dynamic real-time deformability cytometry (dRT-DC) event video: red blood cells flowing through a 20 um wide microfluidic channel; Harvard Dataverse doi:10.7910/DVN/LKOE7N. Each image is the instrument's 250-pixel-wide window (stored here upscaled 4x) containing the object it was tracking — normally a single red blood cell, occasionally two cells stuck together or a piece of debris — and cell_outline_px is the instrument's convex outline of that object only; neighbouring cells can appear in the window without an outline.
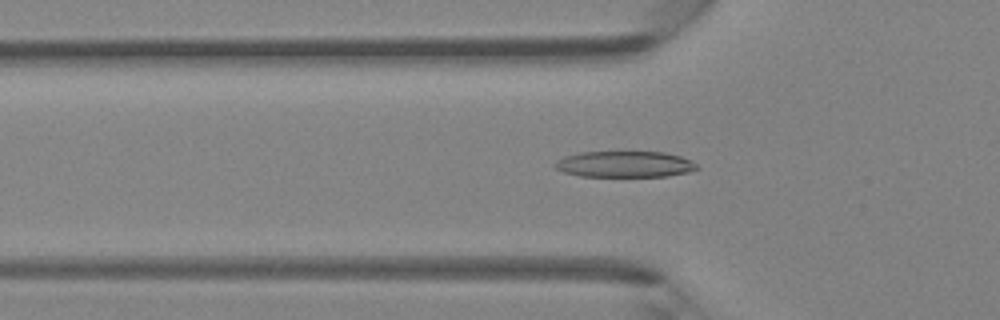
{"species": "Egyptian fruit bat (a non-hibernating species)", "species_latin": "Rousettus aegyptiacus", "temperature_condition": "room temperature", "stored_images_in_passage": 45, "camera_frame_rate_fps": 3000, "um_per_image_px": 0.085, "animal": {"sex": "female"}, "frame": {"image": 1, "passage_image": 14, "time_ms": 4.333, "image_size_px": [1000, 320], "cell_outline_px": [[700, 168], [688, 172], [668, 176], [580, 176], [564, 172], [556, 168], [552, 164], [556, 160], [564, 156], [580, 152], [664, 152], [680, 156], [696, 164]], "centroid_in_image_um": [53.07, 13.96], "position_along_channel_um": 72.7, "area_um2": 21.56}}
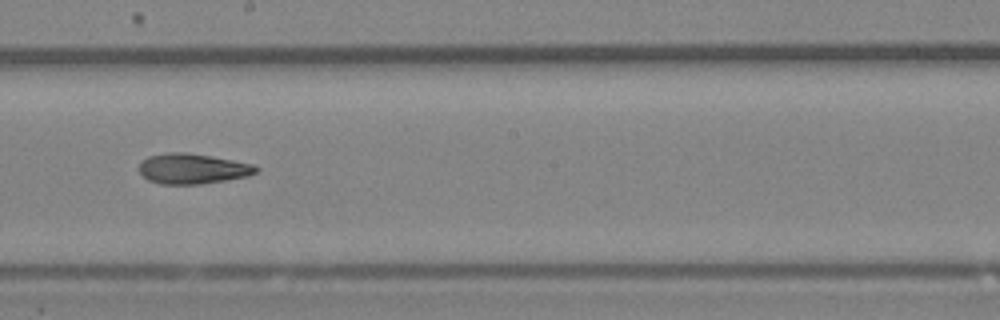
{"frame": {"image": 2, "passage_image": 25, "time_ms": 8.0, "image_size_px": [1000, 320], "cell_outline_px": [[260, 168], [256, 172], [248, 176], [200, 184], [160, 184], [148, 180], [140, 172], [140, 164], [148, 156], [168, 152], [184, 152], [232, 160], [252, 164]], "centroid_in_image_um": [16.36, 14.34], "position_along_channel_um": 231.8, "area_um2": 20.35}}
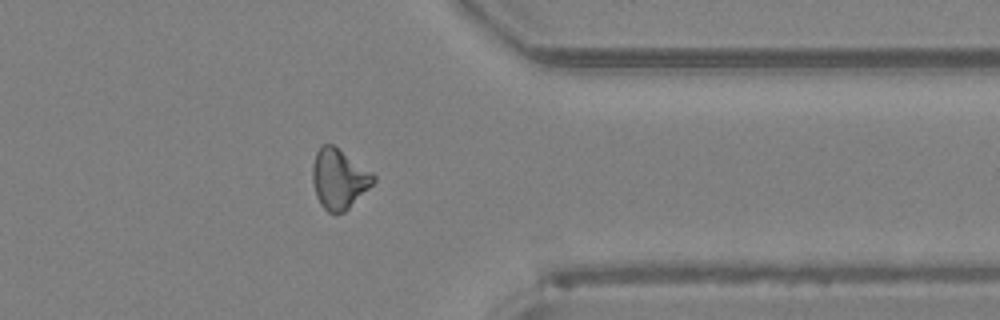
{"frame": {"image": 3, "passage_image": 36, "time_ms": 11.667, "image_size_px": [1000, 320], "cell_outline_px": [[376, 180], [344, 212], [336, 216], [328, 212], [320, 204], [316, 196], [312, 180], [312, 164], [316, 152], [324, 144], [332, 144], [372, 172], [376, 176]], "centroid_in_image_um": [28.79, 15.23], "position_along_channel_um": 382.6, "area_um2": 21.15}, "authors_computed_cell_mechanics": {"area_um2": 21.1548, "velocity_mm_per_s": 4.3496, "shape_relaxation_time_tau1_ms": 3.2001, "shape_relaxation_time_tau2_ms": 4.0823, "deformation_change_tau1": 0.1366, "deformation_change_tau2": 0.1356}}